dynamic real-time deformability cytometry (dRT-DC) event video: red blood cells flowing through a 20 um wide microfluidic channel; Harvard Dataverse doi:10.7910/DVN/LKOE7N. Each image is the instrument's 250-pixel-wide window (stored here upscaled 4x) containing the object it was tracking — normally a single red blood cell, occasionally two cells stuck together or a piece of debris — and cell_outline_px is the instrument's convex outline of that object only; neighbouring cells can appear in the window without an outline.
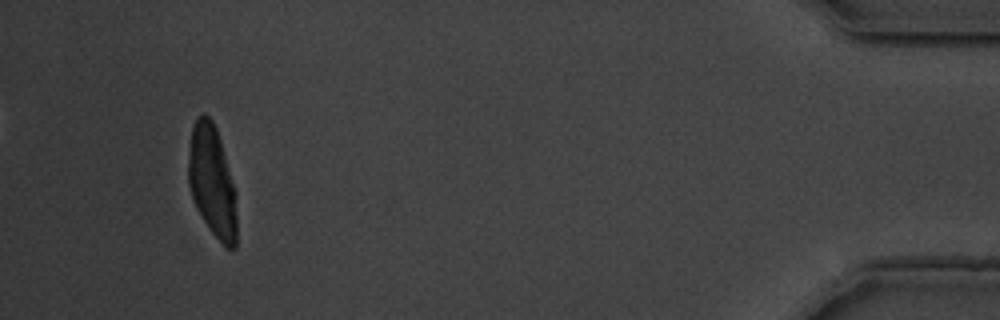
{"species": "common noctule bat (a hibernating species)", "species_latin": "Nyctalus noctula", "temperature_condition": "warm", "stored_images_in_passage": 55, "camera_frame_rate_fps": 3000, "um_per_image_px": 0.085, "animal": {"sex": "male", "body_mass_g": 19.5, "forearm_length_mm": 54.6}, "frame": {"image": 1, "passage_image": 52, "time_ms": 17.0, "image_size_px": [1000, 320], "cell_outline_px": [[236, 248], [224, 248], [200, 216], [196, 208], [188, 184], [188, 160], [192, 128], [196, 120], [204, 112], [212, 120], [216, 128], [236, 188]], "centroid_in_image_um": [18.04, 15.47], "position_along_channel_um": 417.2, "area_um2": 31.62}}